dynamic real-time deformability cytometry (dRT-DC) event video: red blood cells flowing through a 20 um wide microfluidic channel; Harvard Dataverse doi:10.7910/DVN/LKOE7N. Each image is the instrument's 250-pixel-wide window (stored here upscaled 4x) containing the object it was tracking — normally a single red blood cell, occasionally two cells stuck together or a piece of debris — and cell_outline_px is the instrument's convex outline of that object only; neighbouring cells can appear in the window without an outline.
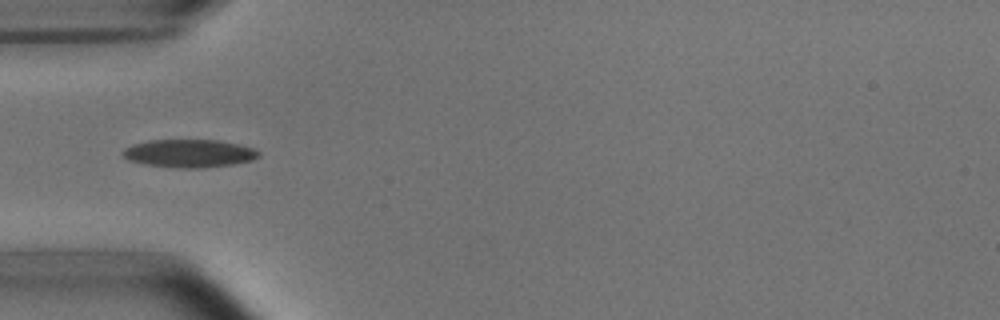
{"species": "common noctule bat (a hibernating species)", "species_latin": "Nyctalus noctula", "temperature_condition": "room temperature", "stored_images_in_passage": 10, "camera_frame_rate_fps": 3000, "um_per_image_px": 0.085, "animal": {"sex": "male", "body_mass_g": 15.6}, "frame": {"image": 1, "passage_image": 4, "time_ms": 1.0, "image_size_px": [1000, 320], "cell_outline_px": [[260, 156], [252, 160], [236, 164], [200, 168], [176, 168], [144, 164], [128, 160], [120, 152], [124, 148], [132, 144], [148, 140], [220, 140], [252, 148], [260, 152]], "centroid_in_image_um": [16.05, 13.04], "position_along_channel_um": 68.9, "area_um2": 22.31}}